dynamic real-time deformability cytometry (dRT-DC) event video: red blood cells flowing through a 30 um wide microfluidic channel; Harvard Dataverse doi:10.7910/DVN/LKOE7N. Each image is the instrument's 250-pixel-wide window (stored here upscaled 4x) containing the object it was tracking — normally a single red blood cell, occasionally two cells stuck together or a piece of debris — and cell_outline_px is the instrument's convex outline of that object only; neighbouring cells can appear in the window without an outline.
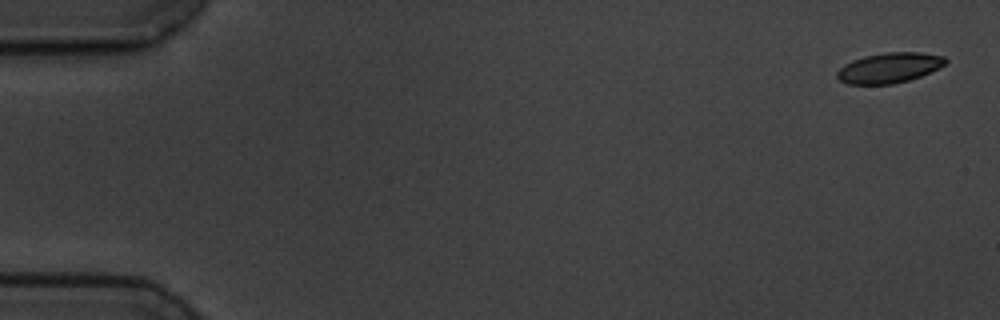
{"species": "common noctule bat (a hibernating species)", "species_latin": "Nyctalus noctula", "temperature_condition": "cold", "stored_images_in_passage": 6, "camera_frame_rate_fps": 3000, "um_per_image_px": 0.085, "animal": {"sex": "male", "body_mass_g": 19.5, "forearm_length_mm": 54.6}, "frame": {"image": 1, "passage_image": 1, "time_ms": 0.0, "image_size_px": [1000, 320], "cell_outline_px": [[948, 60], [940, 68], [920, 76], [908, 80], [892, 84], [848, 84], [840, 80], [836, 76], [836, 72], [844, 64], [852, 60], [864, 56], [888, 52], [920, 52], [944, 56]], "centroid_in_image_um": [75.58, 5.76], "position_along_channel_um": 9.4, "area_um2": 19.07}}
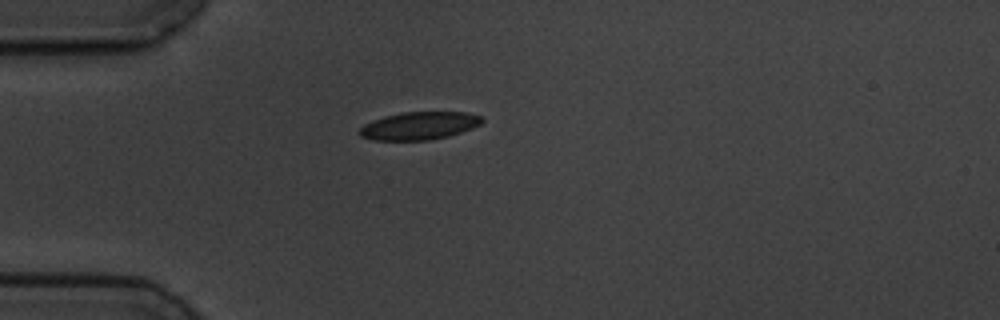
{"frame": {"image": 2, "passage_image": 5, "time_ms": 4.667, "image_size_px": [1000, 320], "cell_outline_px": [[484, 120], [480, 124], [472, 128], [448, 136], [428, 140], [372, 140], [360, 136], [360, 128], [364, 124], [372, 120], [384, 116], [404, 112], [468, 112], [484, 116]], "centroid_in_image_um": [35.65, 10.68], "position_along_channel_um": 49.3, "area_um2": 19.88}}